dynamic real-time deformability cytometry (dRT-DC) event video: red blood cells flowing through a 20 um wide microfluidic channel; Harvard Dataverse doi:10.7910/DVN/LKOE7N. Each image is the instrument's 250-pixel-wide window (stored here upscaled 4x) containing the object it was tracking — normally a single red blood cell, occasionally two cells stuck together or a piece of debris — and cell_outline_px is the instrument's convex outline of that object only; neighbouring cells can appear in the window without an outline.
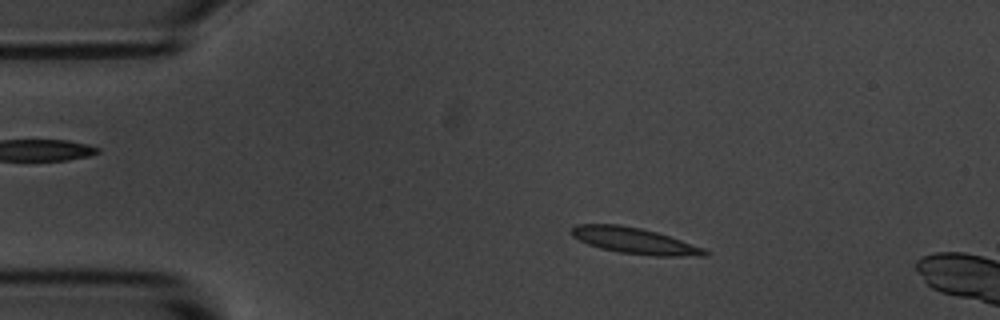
{"species": "common noctule bat (a hibernating species)", "species_latin": "Nyctalus noctula", "temperature_condition": "room temperature", "stored_images_in_passage": 3, "camera_frame_rate_fps": 3000, "um_per_image_px": 0.085, "animal": {"sex": "male", "body_mass_g": 20.1, "forearm_length_mm": 53.5}, "frame": {"image": 1, "passage_image": 2, "time_ms": 1.667, "image_size_px": [1000, 320], "cell_outline_px": [[712, 252], [708, 256], [656, 256], [620, 252], [600, 248], [588, 244], [572, 236], [572, 228], [576, 224], [620, 224], [640, 228], [656, 232], [704, 248]], "centroid_in_image_um": [53.97, 20.47], "position_along_channel_um": 31.0, "area_um2": 20.11}}